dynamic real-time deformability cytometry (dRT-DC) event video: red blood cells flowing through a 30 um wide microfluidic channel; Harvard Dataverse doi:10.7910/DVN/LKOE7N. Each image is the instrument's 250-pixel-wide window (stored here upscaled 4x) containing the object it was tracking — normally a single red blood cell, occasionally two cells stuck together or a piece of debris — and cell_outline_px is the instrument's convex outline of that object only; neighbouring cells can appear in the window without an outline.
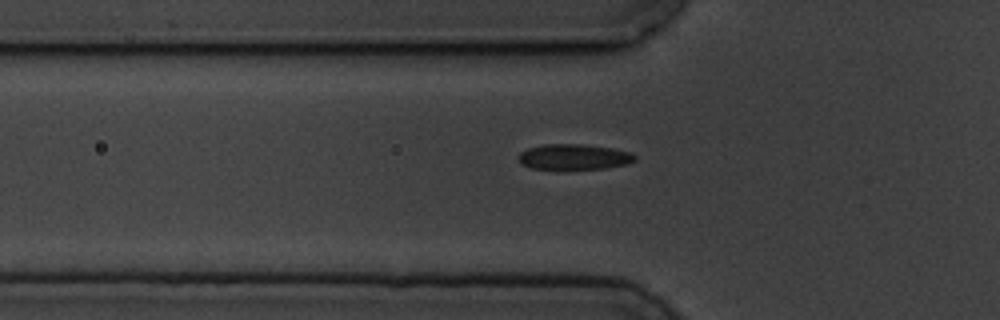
{"species": "common noctule bat (a hibernating species)", "species_latin": "Nyctalus noctula", "temperature_condition": "cold", "stored_images_in_passage": 7, "camera_frame_rate_fps": 3000, "um_per_image_px": 0.085, "animal": {"sex": "male", "body_mass_g": 19.5, "forearm_length_mm": 54.6}, "frame": {"image": 1, "passage_image": 7, "time_ms": 7.0, "image_size_px": [1000, 320], "cell_outline_px": [[636, 160], [628, 164], [604, 168], [564, 172], [532, 168], [520, 164], [516, 156], [520, 152], [528, 148], [544, 144], [580, 144], [612, 148], [632, 152], [636, 156]], "centroid_in_image_um": [48.74, 13.38], "position_along_channel_um": 77.1, "area_um2": 18.26}}